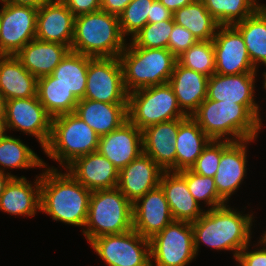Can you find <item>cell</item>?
<instances>
[{"label":"cell","instance_id":"1","mask_svg":"<svg viewBox=\"0 0 266 266\" xmlns=\"http://www.w3.org/2000/svg\"><path fill=\"white\" fill-rule=\"evenodd\" d=\"M46 163L41 173L40 212L54 221L84 229L92 191L69 172Z\"/></svg>","mask_w":266,"mask_h":266},{"label":"cell","instance_id":"2","mask_svg":"<svg viewBox=\"0 0 266 266\" xmlns=\"http://www.w3.org/2000/svg\"><path fill=\"white\" fill-rule=\"evenodd\" d=\"M243 213L228 204L206 209L198 220L191 223L196 255L200 247L206 245L217 251H232L236 260L239 252L252 243L254 212Z\"/></svg>","mask_w":266,"mask_h":266},{"label":"cell","instance_id":"3","mask_svg":"<svg viewBox=\"0 0 266 266\" xmlns=\"http://www.w3.org/2000/svg\"><path fill=\"white\" fill-rule=\"evenodd\" d=\"M211 140L257 139L263 128L244 105L205 99L191 115Z\"/></svg>","mask_w":266,"mask_h":266},{"label":"cell","instance_id":"4","mask_svg":"<svg viewBox=\"0 0 266 266\" xmlns=\"http://www.w3.org/2000/svg\"><path fill=\"white\" fill-rule=\"evenodd\" d=\"M127 42L116 15L100 9L75 17L71 51L91 58L119 57Z\"/></svg>","mask_w":266,"mask_h":266},{"label":"cell","instance_id":"5","mask_svg":"<svg viewBox=\"0 0 266 266\" xmlns=\"http://www.w3.org/2000/svg\"><path fill=\"white\" fill-rule=\"evenodd\" d=\"M129 41L119 55L126 91L168 83L177 57L169 49L137 47Z\"/></svg>","mask_w":266,"mask_h":266},{"label":"cell","instance_id":"6","mask_svg":"<svg viewBox=\"0 0 266 266\" xmlns=\"http://www.w3.org/2000/svg\"><path fill=\"white\" fill-rule=\"evenodd\" d=\"M99 136L77 114L52 118L51 135L44 154L66 168L75 159L96 152Z\"/></svg>","mask_w":266,"mask_h":266},{"label":"cell","instance_id":"7","mask_svg":"<svg viewBox=\"0 0 266 266\" xmlns=\"http://www.w3.org/2000/svg\"><path fill=\"white\" fill-rule=\"evenodd\" d=\"M133 229L132 203L115 187L92 191L82 235L88 243L95 238Z\"/></svg>","mask_w":266,"mask_h":266},{"label":"cell","instance_id":"8","mask_svg":"<svg viewBox=\"0 0 266 266\" xmlns=\"http://www.w3.org/2000/svg\"><path fill=\"white\" fill-rule=\"evenodd\" d=\"M127 114L128 120L141 131L160 122L187 117L169 83L128 93Z\"/></svg>","mask_w":266,"mask_h":266},{"label":"cell","instance_id":"9","mask_svg":"<svg viewBox=\"0 0 266 266\" xmlns=\"http://www.w3.org/2000/svg\"><path fill=\"white\" fill-rule=\"evenodd\" d=\"M151 266H187L196 259L192 224L172 221L150 239Z\"/></svg>","mask_w":266,"mask_h":266},{"label":"cell","instance_id":"10","mask_svg":"<svg viewBox=\"0 0 266 266\" xmlns=\"http://www.w3.org/2000/svg\"><path fill=\"white\" fill-rule=\"evenodd\" d=\"M89 244L107 266H151L150 240L134 229L104 235Z\"/></svg>","mask_w":266,"mask_h":266},{"label":"cell","instance_id":"11","mask_svg":"<svg viewBox=\"0 0 266 266\" xmlns=\"http://www.w3.org/2000/svg\"><path fill=\"white\" fill-rule=\"evenodd\" d=\"M83 99L106 103H128L123 69L119 57H88V70Z\"/></svg>","mask_w":266,"mask_h":266},{"label":"cell","instance_id":"12","mask_svg":"<svg viewBox=\"0 0 266 266\" xmlns=\"http://www.w3.org/2000/svg\"><path fill=\"white\" fill-rule=\"evenodd\" d=\"M5 119L8 130L34 136L42 150L49 142L52 117L37 96L5 101Z\"/></svg>","mask_w":266,"mask_h":266},{"label":"cell","instance_id":"13","mask_svg":"<svg viewBox=\"0 0 266 266\" xmlns=\"http://www.w3.org/2000/svg\"><path fill=\"white\" fill-rule=\"evenodd\" d=\"M0 55H16L36 39L38 9L31 6L1 3Z\"/></svg>","mask_w":266,"mask_h":266},{"label":"cell","instance_id":"14","mask_svg":"<svg viewBox=\"0 0 266 266\" xmlns=\"http://www.w3.org/2000/svg\"><path fill=\"white\" fill-rule=\"evenodd\" d=\"M215 73L236 75L258 72L253 67L240 32L233 26H219L213 38Z\"/></svg>","mask_w":266,"mask_h":266},{"label":"cell","instance_id":"15","mask_svg":"<svg viewBox=\"0 0 266 266\" xmlns=\"http://www.w3.org/2000/svg\"><path fill=\"white\" fill-rule=\"evenodd\" d=\"M256 139L230 142L221 140V159L214 176L218 194L229 203L247 176V153L249 143Z\"/></svg>","mask_w":266,"mask_h":266},{"label":"cell","instance_id":"16","mask_svg":"<svg viewBox=\"0 0 266 266\" xmlns=\"http://www.w3.org/2000/svg\"><path fill=\"white\" fill-rule=\"evenodd\" d=\"M256 77L257 72L236 75L214 73L208 80L207 99L242 104L262 123L261 108L255 98Z\"/></svg>","mask_w":266,"mask_h":266},{"label":"cell","instance_id":"17","mask_svg":"<svg viewBox=\"0 0 266 266\" xmlns=\"http://www.w3.org/2000/svg\"><path fill=\"white\" fill-rule=\"evenodd\" d=\"M132 216L133 229L149 240L174 221L160 186L148 191L132 204Z\"/></svg>","mask_w":266,"mask_h":266},{"label":"cell","instance_id":"18","mask_svg":"<svg viewBox=\"0 0 266 266\" xmlns=\"http://www.w3.org/2000/svg\"><path fill=\"white\" fill-rule=\"evenodd\" d=\"M75 16L58 0H48L38 8L36 39L67 45L71 48Z\"/></svg>","mask_w":266,"mask_h":266},{"label":"cell","instance_id":"19","mask_svg":"<svg viewBox=\"0 0 266 266\" xmlns=\"http://www.w3.org/2000/svg\"><path fill=\"white\" fill-rule=\"evenodd\" d=\"M97 151L120 170L143 153L142 131L127 120L116 130L99 137Z\"/></svg>","mask_w":266,"mask_h":266},{"label":"cell","instance_id":"20","mask_svg":"<svg viewBox=\"0 0 266 266\" xmlns=\"http://www.w3.org/2000/svg\"><path fill=\"white\" fill-rule=\"evenodd\" d=\"M164 170L145 153L119 170L117 188L133 204L160 184Z\"/></svg>","mask_w":266,"mask_h":266},{"label":"cell","instance_id":"21","mask_svg":"<svg viewBox=\"0 0 266 266\" xmlns=\"http://www.w3.org/2000/svg\"><path fill=\"white\" fill-rule=\"evenodd\" d=\"M179 119L160 122L142 130L143 153L164 171L176 172V137Z\"/></svg>","mask_w":266,"mask_h":266},{"label":"cell","instance_id":"22","mask_svg":"<svg viewBox=\"0 0 266 266\" xmlns=\"http://www.w3.org/2000/svg\"><path fill=\"white\" fill-rule=\"evenodd\" d=\"M65 171L90 191L118 185L119 170L98 151L75 159Z\"/></svg>","mask_w":266,"mask_h":266},{"label":"cell","instance_id":"23","mask_svg":"<svg viewBox=\"0 0 266 266\" xmlns=\"http://www.w3.org/2000/svg\"><path fill=\"white\" fill-rule=\"evenodd\" d=\"M33 183L25 176L12 177L0 196V210L13 216L34 217L40 212L41 173Z\"/></svg>","mask_w":266,"mask_h":266},{"label":"cell","instance_id":"24","mask_svg":"<svg viewBox=\"0 0 266 266\" xmlns=\"http://www.w3.org/2000/svg\"><path fill=\"white\" fill-rule=\"evenodd\" d=\"M159 186L169 204L173 219L193 223L206 209H203L188 190L186 179L179 172L164 171Z\"/></svg>","mask_w":266,"mask_h":266},{"label":"cell","instance_id":"25","mask_svg":"<svg viewBox=\"0 0 266 266\" xmlns=\"http://www.w3.org/2000/svg\"><path fill=\"white\" fill-rule=\"evenodd\" d=\"M208 80V76L186 68L177 61L168 83L177 97L179 107L187 116H191L207 98Z\"/></svg>","mask_w":266,"mask_h":266},{"label":"cell","instance_id":"26","mask_svg":"<svg viewBox=\"0 0 266 266\" xmlns=\"http://www.w3.org/2000/svg\"><path fill=\"white\" fill-rule=\"evenodd\" d=\"M128 103H106L81 99L76 105L77 114L99 137L119 128L128 120Z\"/></svg>","mask_w":266,"mask_h":266},{"label":"cell","instance_id":"27","mask_svg":"<svg viewBox=\"0 0 266 266\" xmlns=\"http://www.w3.org/2000/svg\"><path fill=\"white\" fill-rule=\"evenodd\" d=\"M71 49L64 44L34 39L15 56L37 79L51 75Z\"/></svg>","mask_w":266,"mask_h":266},{"label":"cell","instance_id":"28","mask_svg":"<svg viewBox=\"0 0 266 266\" xmlns=\"http://www.w3.org/2000/svg\"><path fill=\"white\" fill-rule=\"evenodd\" d=\"M37 81L15 55H0V93L5 101L37 96Z\"/></svg>","mask_w":266,"mask_h":266},{"label":"cell","instance_id":"29","mask_svg":"<svg viewBox=\"0 0 266 266\" xmlns=\"http://www.w3.org/2000/svg\"><path fill=\"white\" fill-rule=\"evenodd\" d=\"M211 139L191 117L179 119L176 137V172L190 169Z\"/></svg>","mask_w":266,"mask_h":266},{"label":"cell","instance_id":"30","mask_svg":"<svg viewBox=\"0 0 266 266\" xmlns=\"http://www.w3.org/2000/svg\"><path fill=\"white\" fill-rule=\"evenodd\" d=\"M37 97L52 118L74 113L79 102L74 94L52 75L38 78Z\"/></svg>","mask_w":266,"mask_h":266},{"label":"cell","instance_id":"31","mask_svg":"<svg viewBox=\"0 0 266 266\" xmlns=\"http://www.w3.org/2000/svg\"><path fill=\"white\" fill-rule=\"evenodd\" d=\"M233 26L243 36L253 67L266 66V12L256 10Z\"/></svg>","mask_w":266,"mask_h":266},{"label":"cell","instance_id":"32","mask_svg":"<svg viewBox=\"0 0 266 266\" xmlns=\"http://www.w3.org/2000/svg\"><path fill=\"white\" fill-rule=\"evenodd\" d=\"M174 22L188 29L198 41L213 40L220 26L201 0H195L173 13Z\"/></svg>","mask_w":266,"mask_h":266},{"label":"cell","instance_id":"33","mask_svg":"<svg viewBox=\"0 0 266 266\" xmlns=\"http://www.w3.org/2000/svg\"><path fill=\"white\" fill-rule=\"evenodd\" d=\"M44 168V160L40 158L27 144L20 138L11 135L0 139V171L18 177L7 169H29Z\"/></svg>","mask_w":266,"mask_h":266},{"label":"cell","instance_id":"34","mask_svg":"<svg viewBox=\"0 0 266 266\" xmlns=\"http://www.w3.org/2000/svg\"><path fill=\"white\" fill-rule=\"evenodd\" d=\"M87 70L88 56L70 50L51 75L81 100L85 95Z\"/></svg>","mask_w":266,"mask_h":266},{"label":"cell","instance_id":"35","mask_svg":"<svg viewBox=\"0 0 266 266\" xmlns=\"http://www.w3.org/2000/svg\"><path fill=\"white\" fill-rule=\"evenodd\" d=\"M220 26L243 21L257 10L259 0H201Z\"/></svg>","mask_w":266,"mask_h":266},{"label":"cell","instance_id":"36","mask_svg":"<svg viewBox=\"0 0 266 266\" xmlns=\"http://www.w3.org/2000/svg\"><path fill=\"white\" fill-rule=\"evenodd\" d=\"M179 173L186 179L188 190L199 205L204 203L209 210L228 204L218 194L214 178L201 176L190 169L181 170Z\"/></svg>","mask_w":266,"mask_h":266},{"label":"cell","instance_id":"37","mask_svg":"<svg viewBox=\"0 0 266 266\" xmlns=\"http://www.w3.org/2000/svg\"><path fill=\"white\" fill-rule=\"evenodd\" d=\"M177 61L186 68L210 77L215 73L213 40L197 41L180 55Z\"/></svg>","mask_w":266,"mask_h":266},{"label":"cell","instance_id":"38","mask_svg":"<svg viewBox=\"0 0 266 266\" xmlns=\"http://www.w3.org/2000/svg\"><path fill=\"white\" fill-rule=\"evenodd\" d=\"M154 0H132L118 16L122 34L132 38L147 23Z\"/></svg>","mask_w":266,"mask_h":266},{"label":"cell","instance_id":"39","mask_svg":"<svg viewBox=\"0 0 266 266\" xmlns=\"http://www.w3.org/2000/svg\"><path fill=\"white\" fill-rule=\"evenodd\" d=\"M173 18L157 23H147L130 40L137 47L168 49L170 34L173 30Z\"/></svg>","mask_w":266,"mask_h":266},{"label":"cell","instance_id":"40","mask_svg":"<svg viewBox=\"0 0 266 266\" xmlns=\"http://www.w3.org/2000/svg\"><path fill=\"white\" fill-rule=\"evenodd\" d=\"M221 159V140H211L201 152L191 171L205 177L214 178Z\"/></svg>","mask_w":266,"mask_h":266},{"label":"cell","instance_id":"41","mask_svg":"<svg viewBox=\"0 0 266 266\" xmlns=\"http://www.w3.org/2000/svg\"><path fill=\"white\" fill-rule=\"evenodd\" d=\"M197 41V38L188 29L176 24L173 20V30L169 37L168 49L177 58Z\"/></svg>","mask_w":266,"mask_h":266},{"label":"cell","instance_id":"42","mask_svg":"<svg viewBox=\"0 0 266 266\" xmlns=\"http://www.w3.org/2000/svg\"><path fill=\"white\" fill-rule=\"evenodd\" d=\"M259 239L256 244H253L257 248L249 249L251 246L249 243L239 252L235 260L237 266H266V243Z\"/></svg>","mask_w":266,"mask_h":266},{"label":"cell","instance_id":"43","mask_svg":"<svg viewBox=\"0 0 266 266\" xmlns=\"http://www.w3.org/2000/svg\"><path fill=\"white\" fill-rule=\"evenodd\" d=\"M62 2L75 17L101 9V0H63Z\"/></svg>","mask_w":266,"mask_h":266},{"label":"cell","instance_id":"44","mask_svg":"<svg viewBox=\"0 0 266 266\" xmlns=\"http://www.w3.org/2000/svg\"><path fill=\"white\" fill-rule=\"evenodd\" d=\"M173 12L167 9L159 0H154L151 4L150 15H148V23H157L164 20H171Z\"/></svg>","mask_w":266,"mask_h":266},{"label":"cell","instance_id":"45","mask_svg":"<svg viewBox=\"0 0 266 266\" xmlns=\"http://www.w3.org/2000/svg\"><path fill=\"white\" fill-rule=\"evenodd\" d=\"M132 0H101V10L119 16Z\"/></svg>","mask_w":266,"mask_h":266},{"label":"cell","instance_id":"46","mask_svg":"<svg viewBox=\"0 0 266 266\" xmlns=\"http://www.w3.org/2000/svg\"><path fill=\"white\" fill-rule=\"evenodd\" d=\"M171 12H175L180 8L193 3L195 0H159Z\"/></svg>","mask_w":266,"mask_h":266},{"label":"cell","instance_id":"47","mask_svg":"<svg viewBox=\"0 0 266 266\" xmlns=\"http://www.w3.org/2000/svg\"><path fill=\"white\" fill-rule=\"evenodd\" d=\"M47 1L48 0H0V3L31 6L38 9Z\"/></svg>","mask_w":266,"mask_h":266},{"label":"cell","instance_id":"48","mask_svg":"<svg viewBox=\"0 0 266 266\" xmlns=\"http://www.w3.org/2000/svg\"><path fill=\"white\" fill-rule=\"evenodd\" d=\"M12 176L8 173H4L0 171V196L4 192L5 186L10 181Z\"/></svg>","mask_w":266,"mask_h":266},{"label":"cell","instance_id":"49","mask_svg":"<svg viewBox=\"0 0 266 266\" xmlns=\"http://www.w3.org/2000/svg\"><path fill=\"white\" fill-rule=\"evenodd\" d=\"M7 123L5 117H0V139L7 136Z\"/></svg>","mask_w":266,"mask_h":266},{"label":"cell","instance_id":"50","mask_svg":"<svg viewBox=\"0 0 266 266\" xmlns=\"http://www.w3.org/2000/svg\"><path fill=\"white\" fill-rule=\"evenodd\" d=\"M0 117H5V99L0 93Z\"/></svg>","mask_w":266,"mask_h":266},{"label":"cell","instance_id":"51","mask_svg":"<svg viewBox=\"0 0 266 266\" xmlns=\"http://www.w3.org/2000/svg\"><path fill=\"white\" fill-rule=\"evenodd\" d=\"M257 10L262 11V12H266V5L262 4V3H257Z\"/></svg>","mask_w":266,"mask_h":266},{"label":"cell","instance_id":"52","mask_svg":"<svg viewBox=\"0 0 266 266\" xmlns=\"http://www.w3.org/2000/svg\"><path fill=\"white\" fill-rule=\"evenodd\" d=\"M262 77H263V80H264V81H263V86H262V87H263V89L266 90V71H265V72L263 71V73H262Z\"/></svg>","mask_w":266,"mask_h":266},{"label":"cell","instance_id":"53","mask_svg":"<svg viewBox=\"0 0 266 266\" xmlns=\"http://www.w3.org/2000/svg\"><path fill=\"white\" fill-rule=\"evenodd\" d=\"M260 238L266 243V231H264L263 235H261Z\"/></svg>","mask_w":266,"mask_h":266}]
</instances>
